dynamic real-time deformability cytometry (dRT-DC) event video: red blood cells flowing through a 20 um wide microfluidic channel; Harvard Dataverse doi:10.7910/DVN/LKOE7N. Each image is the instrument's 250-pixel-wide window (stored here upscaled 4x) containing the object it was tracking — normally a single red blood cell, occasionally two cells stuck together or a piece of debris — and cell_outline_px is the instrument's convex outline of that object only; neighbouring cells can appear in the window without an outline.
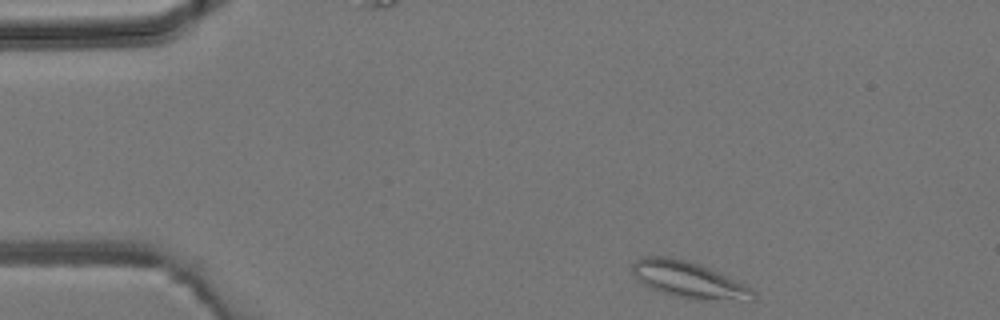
{"species": "common noctule bat (a hibernating species)", "species_latin": "Nyctalus noctula", "temperature_condition": "room temperature", "stored_images_in_passage": 4, "camera_frame_rate_fps": 3000, "um_per_image_px": 0.085, "animal": {"sex": "male", "body_mass_g": 19.2, "forearm_length_mm": 51.8}, "frame": {"image": 1, "passage_image": 1, "time_ms": 0.0, "image_size_px": [1000, 320], "cell_outline_px": [[756, 300], [688, 300], [672, 296], [652, 288], [644, 284], [632, 272], [632, 264], [640, 256], [668, 256], [700, 264], [744, 284], [752, 288], [756, 292]], "centroid_in_image_um": [58.56, 23.8], "position_along_channel_um": 26.4, "area_um2": 25.72}}